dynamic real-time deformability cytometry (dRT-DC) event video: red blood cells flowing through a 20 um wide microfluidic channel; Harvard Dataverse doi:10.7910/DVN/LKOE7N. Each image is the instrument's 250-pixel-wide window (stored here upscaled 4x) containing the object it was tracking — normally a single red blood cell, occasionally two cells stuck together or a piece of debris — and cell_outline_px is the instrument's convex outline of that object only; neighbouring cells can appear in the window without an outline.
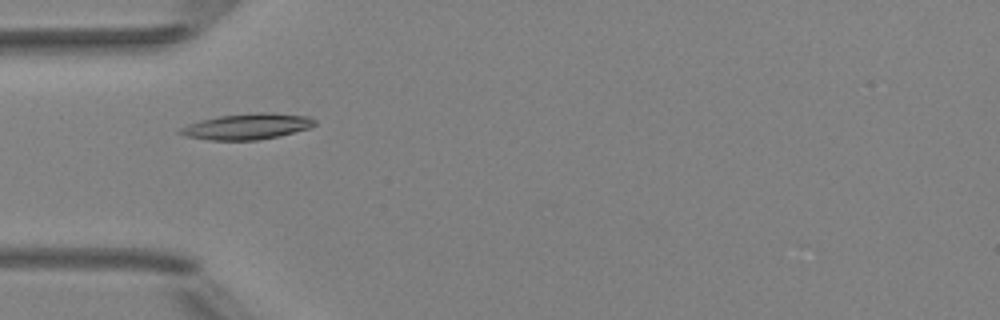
{"species": "Egyptian fruit bat (a non-hibernating species)", "species_latin": "Rousettus aegyptiacus", "temperature_condition": "room temperature", "stored_images_in_passage": 8, "camera_frame_rate_fps": 3000, "um_per_image_px": 0.085, "animal": {"sex": "female"}, "frame": {"image": 1, "passage_image": 4, "time_ms": 4.333, "image_size_px": [1000, 320], "cell_outline_px": [[316, 124], [308, 128], [280, 136], [256, 140], [208, 140], [184, 136], [176, 132], [180, 128], [188, 124], [200, 120], [220, 116], [256, 112], [268, 112], [308, 116], [316, 120]], "centroid_in_image_um": [20.98, 10.75], "position_along_channel_um": 64.0, "area_um2": 20.35}}
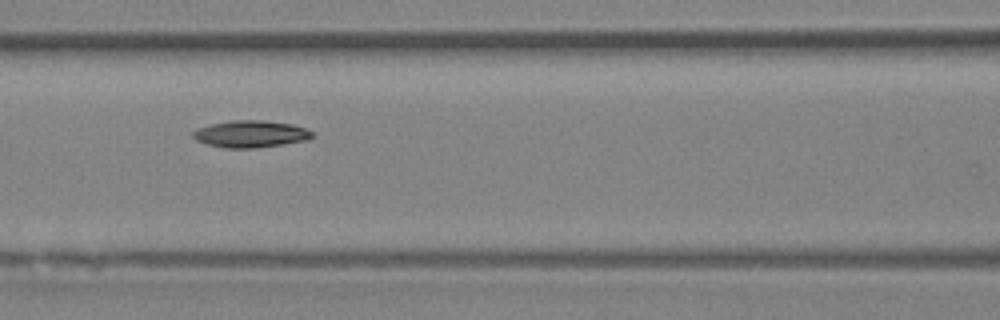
{"frame": {"image": 2, "passage_image": 6, "time_ms": 6.333, "image_size_px": [1000, 320], "cell_outline_px": [[312, 136], [308, 140], [256, 148], [224, 148], [208, 144], [196, 140], [192, 136], [192, 132], [196, 128], [212, 124], [232, 120], [264, 120], [292, 124], [304, 128], [312, 132]], "centroid_in_image_um": [21.28, 11.39], "position_along_channel_um": 145.3, "area_um2": 18.67}}
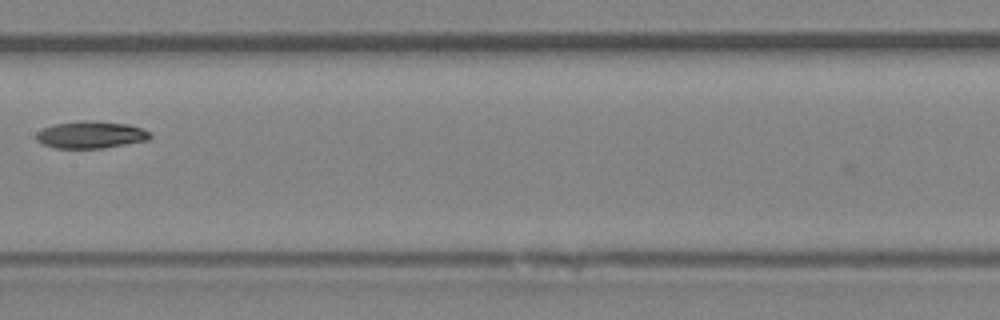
{"frame": {"image": 3, "passage_image": 7, "time_ms": 7.667, "image_size_px": [1000, 320], "cell_outline_px": [[152, 136], [148, 140], [100, 148], [56, 148], [44, 144], [36, 140], [36, 132], [52, 124], [80, 120], [88, 120], [128, 124], [140, 128], [148, 132]], "centroid_in_image_um": [7.67, 11.44], "position_along_channel_um": 199.7, "area_um2": 17.86}}